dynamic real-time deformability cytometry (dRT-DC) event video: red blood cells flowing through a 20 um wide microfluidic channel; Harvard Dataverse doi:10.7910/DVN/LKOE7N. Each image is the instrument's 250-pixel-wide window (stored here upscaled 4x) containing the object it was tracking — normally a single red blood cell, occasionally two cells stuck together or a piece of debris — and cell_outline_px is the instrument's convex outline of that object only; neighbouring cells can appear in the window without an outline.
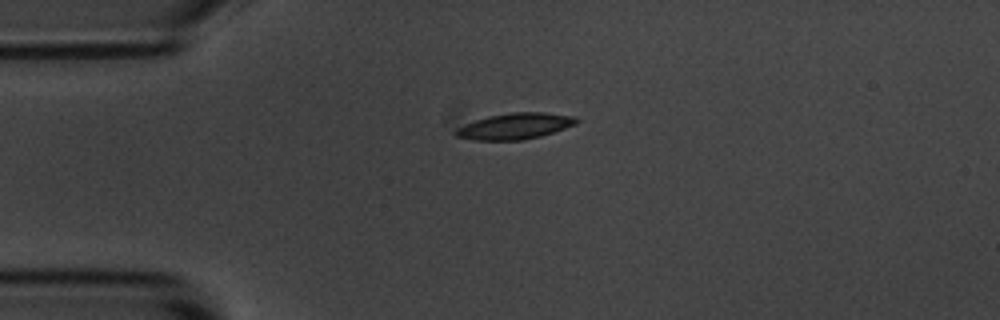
{"species": "common noctule bat (a hibernating species)", "species_latin": "Nyctalus noctula", "temperature_condition": "room temperature", "stored_images_in_passage": 3, "camera_frame_rate_fps": 3000, "um_per_image_px": 0.085, "animal": {"sex": "male", "body_mass_g": 20.1, "forearm_length_mm": 53.5}, "frame": {"image": 1, "passage_image": 3, "time_ms": 3.333, "image_size_px": [1000, 320], "cell_outline_px": [[580, 120], [576, 124], [540, 136], [524, 140], [472, 140], [456, 136], [452, 132], [456, 128], [464, 124], [488, 116], [512, 112], [544, 112], [576, 116]], "centroid_in_image_um": [43.76, 10.72], "position_along_channel_um": 41.2, "area_um2": 18.44}}